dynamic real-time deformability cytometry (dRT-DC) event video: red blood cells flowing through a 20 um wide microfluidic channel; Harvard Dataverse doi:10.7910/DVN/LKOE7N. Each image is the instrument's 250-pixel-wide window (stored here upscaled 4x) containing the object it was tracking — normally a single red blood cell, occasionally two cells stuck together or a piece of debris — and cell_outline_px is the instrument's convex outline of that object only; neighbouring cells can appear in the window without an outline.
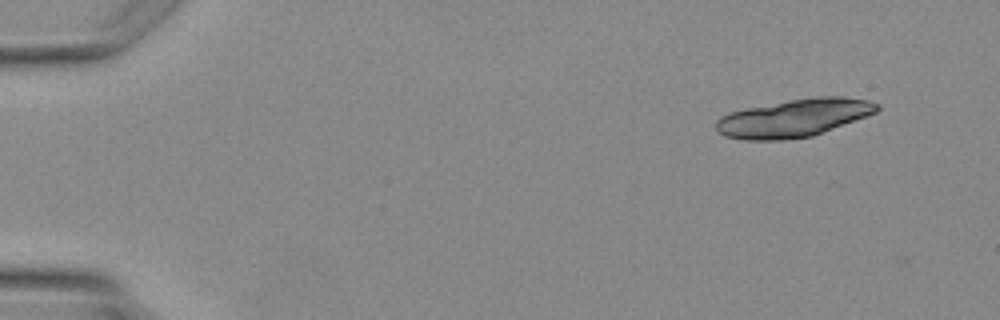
{"species": "Egyptian fruit bat (a non-hibernating species)", "species_latin": "Rousettus aegyptiacus", "temperature_condition": "warm", "stored_images_in_passage": 3, "segment_of_instrument_passage": [2, 2], "camera_frame_rate_fps": 3000, "um_per_image_px": 0.085, "animal": {"sex": "female"}, "frame": {"image": 1, "passage_image": 3, "time_ms": 3.333, "image_size_px": [1000, 320], "cell_outline_px": [[880, 108], [876, 112], [812, 136], [784, 140], [744, 140], [724, 136], [716, 128], [716, 120], [720, 116], [732, 112], [748, 108], [788, 100], [812, 96], [844, 96], [868, 100], [880, 104]], "centroid_in_image_um": [67.49, 10.02], "position_along_channel_um": 17.5, "area_um2": 35.37}}